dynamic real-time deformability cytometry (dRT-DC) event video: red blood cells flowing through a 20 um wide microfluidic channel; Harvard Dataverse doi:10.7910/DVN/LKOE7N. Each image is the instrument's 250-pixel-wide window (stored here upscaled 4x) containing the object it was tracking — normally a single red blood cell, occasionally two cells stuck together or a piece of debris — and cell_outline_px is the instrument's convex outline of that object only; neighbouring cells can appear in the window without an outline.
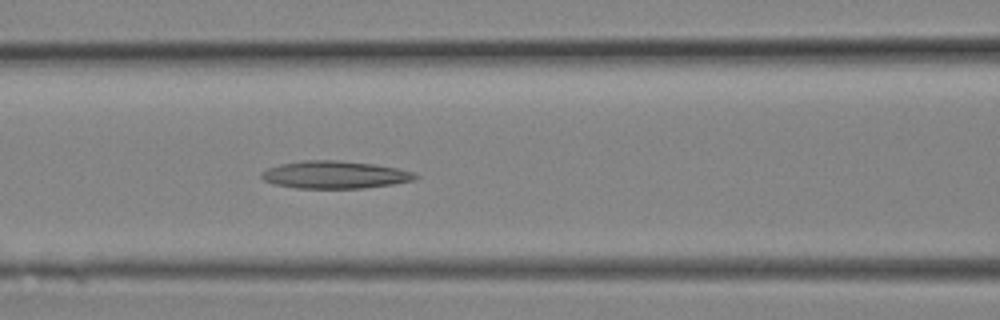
{"species": "Egyptian fruit bat (a non-hibernating species)", "species_latin": "Rousettus aegyptiacus", "temperature_condition": "room temperature", "stored_images_in_passage": 8, "camera_frame_rate_fps": 3000, "um_per_image_px": 0.085, "animal": {"sex": "female"}, "frame": {"image": 1, "passage_image": 8, "time_ms": 2.333, "image_size_px": [1000, 320], "cell_outline_px": [[420, 176], [412, 180], [392, 184], [364, 188], [296, 188], [272, 184], [264, 180], [260, 176], [260, 172], [268, 168], [280, 164], [304, 160], [336, 160], [372, 164], [396, 168], [412, 172]], "centroid_in_image_um": [28.4, 14.85], "position_along_channel_um": 138.2, "area_um2": 24.57}}